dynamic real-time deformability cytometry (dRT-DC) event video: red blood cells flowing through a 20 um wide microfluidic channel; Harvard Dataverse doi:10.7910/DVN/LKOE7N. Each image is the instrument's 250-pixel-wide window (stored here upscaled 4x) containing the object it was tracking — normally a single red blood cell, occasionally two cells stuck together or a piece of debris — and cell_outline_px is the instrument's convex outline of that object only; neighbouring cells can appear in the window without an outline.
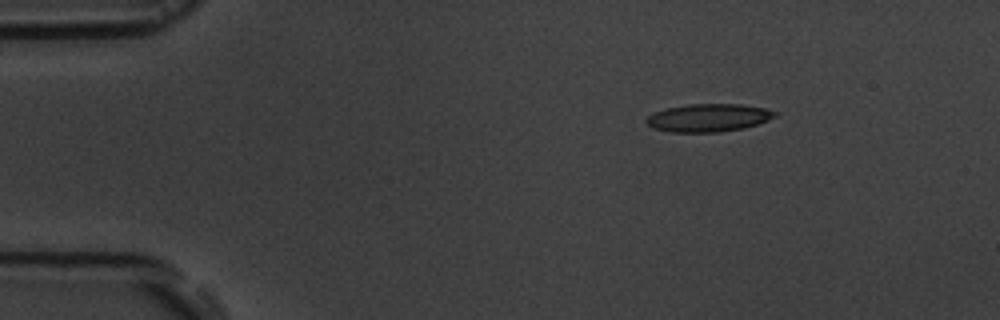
{"species": "common noctule bat (a hibernating species)", "species_latin": "Nyctalus noctula", "temperature_condition": "room temperature", "stored_images_in_passage": 5, "camera_frame_rate_fps": 3000, "um_per_image_px": 0.085, "animal": {"sex": "male", "body_mass_g": 19.5, "forearm_length_mm": 54.6}, "frame": {"image": 1, "passage_image": 1, "time_ms": 0.0, "image_size_px": [1000, 320], "cell_outline_px": [[776, 116], [768, 120], [744, 128], [720, 132], [672, 132], [652, 128], [644, 120], [648, 116], [656, 112], [668, 108], [688, 104], [740, 104], [764, 108], [776, 112]], "centroid_in_image_um": [60.21, 10.01], "position_along_channel_um": 24.8, "area_um2": 20.75}}
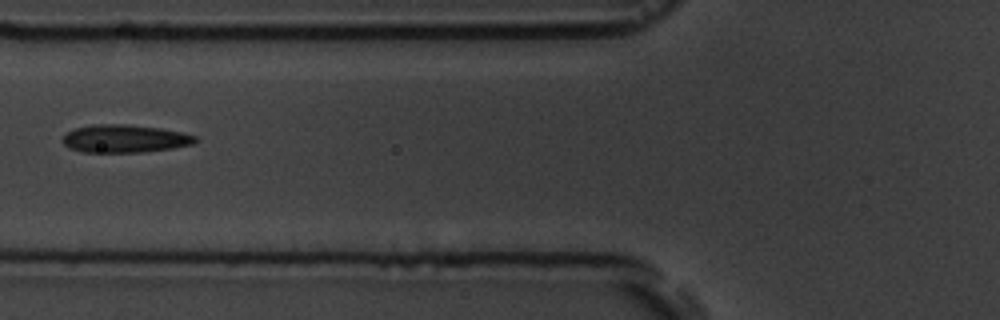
{"frame": {"image": 2, "passage_image": 4, "time_ms": 4.333, "image_size_px": [1000, 320], "cell_outline_px": [[196, 140], [192, 144], [172, 148], [144, 152], [84, 152], [68, 148], [60, 140], [68, 132], [76, 128], [92, 124], [128, 124], [160, 128], [180, 132], [196, 136]], "centroid_in_image_um": [10.56, 11.78], "position_along_channel_um": 115.2, "area_um2": 21.5}}
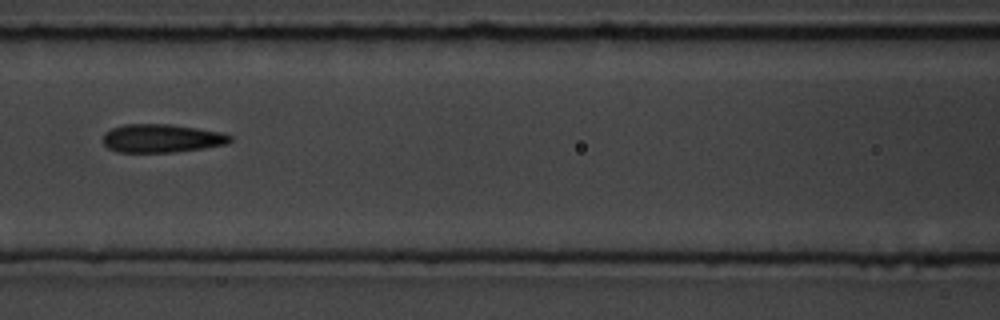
{"frame": {"image": 3, "passage_image": 5, "time_ms": 5.333, "image_size_px": [1000, 320], "cell_outline_px": [[232, 140], [228, 144], [204, 148], [172, 152], [116, 152], [108, 148], [104, 144], [104, 132], [112, 128], [124, 124], [172, 124], [224, 132], [232, 136]], "centroid_in_image_um": [13.77, 11.75], "position_along_channel_um": 152.8, "area_um2": 21.21}}